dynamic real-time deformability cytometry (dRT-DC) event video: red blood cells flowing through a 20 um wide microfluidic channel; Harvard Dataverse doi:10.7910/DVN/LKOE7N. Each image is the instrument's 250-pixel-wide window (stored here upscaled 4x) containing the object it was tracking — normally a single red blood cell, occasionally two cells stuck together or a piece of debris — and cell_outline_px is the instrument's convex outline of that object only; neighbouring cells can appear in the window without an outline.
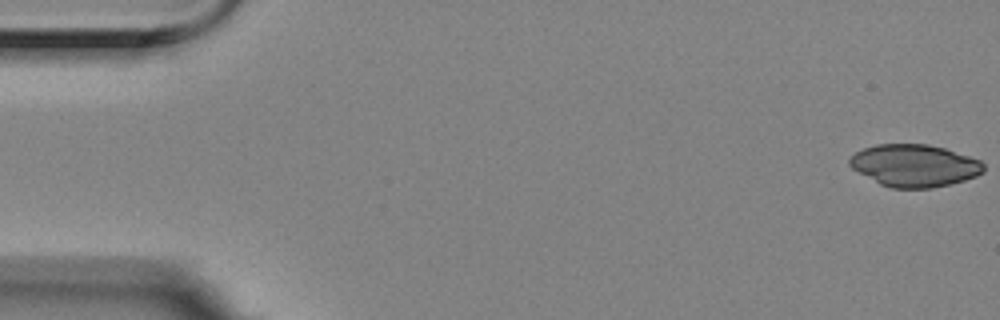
{"species": "Egyptian fruit bat (a non-hibernating species)", "species_latin": "Rousettus aegyptiacus", "temperature_condition": "room temperature", "stored_images_in_passage": 56, "camera_frame_rate_fps": 3000, "um_per_image_px": 0.085, "animal": {"sex": "female"}, "frame": {"image": 1, "passage_image": 1, "time_ms": 0.0, "image_size_px": [1000, 320], "cell_outline_px": [[984, 172], [976, 176], [964, 180], [932, 188], [892, 188], [880, 184], [852, 168], [848, 164], [848, 160], [856, 152], [864, 148], [876, 144], [928, 144], [944, 148], [980, 160], [984, 164]], "centroid_in_image_um": [77.72, 14.07], "position_along_channel_um": 7.3, "area_um2": 32.83}}